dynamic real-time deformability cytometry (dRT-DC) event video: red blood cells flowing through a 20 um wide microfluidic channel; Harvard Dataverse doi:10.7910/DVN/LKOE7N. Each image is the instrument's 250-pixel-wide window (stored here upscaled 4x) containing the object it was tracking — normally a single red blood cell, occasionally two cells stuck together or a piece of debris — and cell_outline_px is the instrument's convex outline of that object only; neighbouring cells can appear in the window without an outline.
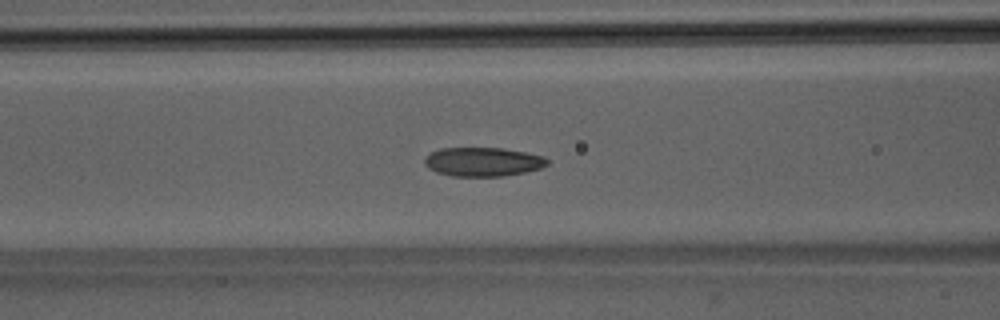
{"species": "Egyptian fruit bat (a non-hibernating species)", "species_latin": "Rousettus aegyptiacus", "temperature_condition": "room temperature", "stored_images_in_passage": 52, "camera_frame_rate_fps": 3000, "um_per_image_px": 0.085, "animal": {"sex": "male"}, "frame": {"image": 1, "passage_image": 22, "time_ms": 7.0, "image_size_px": [1000, 320], "cell_outline_px": [[548, 164], [540, 168], [524, 172], [504, 176], [452, 176], [436, 172], [428, 168], [424, 164], [424, 160], [432, 152], [440, 148], [500, 148], [524, 152], [544, 156], [548, 160]], "centroid_in_image_um": [41.04, 13.76], "position_along_channel_um": 125.6, "area_um2": 20.58}}
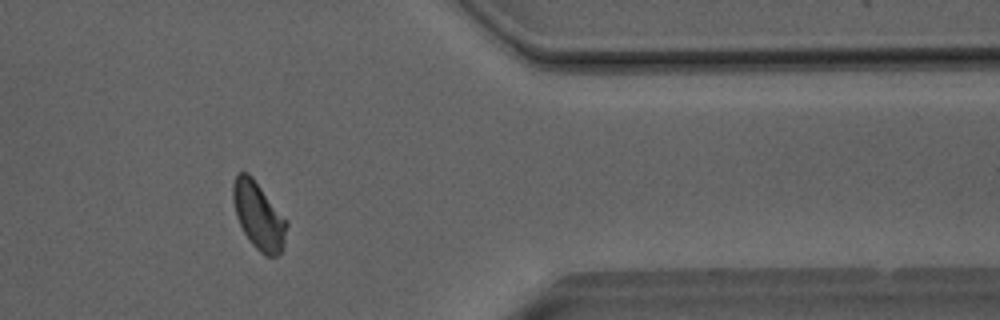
{"frame": {"image": 2, "passage_image": 43, "time_ms": 14.0, "image_size_px": [1000, 320], "cell_outline_px": [[288, 224], [284, 248], [276, 256], [264, 256], [248, 240], [236, 216], [232, 200], [232, 184], [236, 176], [240, 172], [248, 172], [252, 176], [288, 220]], "centroid_in_image_um": [22.0, 18.34], "position_along_channel_um": 389.4, "area_um2": 21.33}}
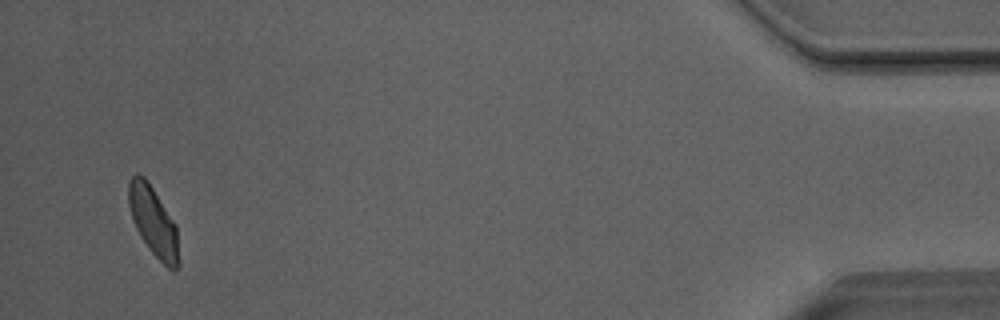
{"frame": {"image": 3, "passage_image": 50, "time_ms": 16.333, "image_size_px": [1000, 320], "cell_outline_px": [[180, 264], [176, 268], [168, 268], [152, 252], [140, 236], [132, 220], [128, 204], [128, 184], [132, 176], [136, 172], [144, 176], [176, 224], [180, 260]], "centroid_in_image_um": [13.03, 18.82], "position_along_channel_um": 422.2, "area_um2": 20.17}, "authors_computed_cell_mechanics": {"area_um2": 20.9236, "velocity_mm_per_s": 4.0403, "shape_relaxation_time_tau1_ms": 3.7672, "shape_relaxation_time_tau2_ms": 1.955, "deformation_change_tau1": 0.0974, "deformation_change_tau2": 0.0763}}